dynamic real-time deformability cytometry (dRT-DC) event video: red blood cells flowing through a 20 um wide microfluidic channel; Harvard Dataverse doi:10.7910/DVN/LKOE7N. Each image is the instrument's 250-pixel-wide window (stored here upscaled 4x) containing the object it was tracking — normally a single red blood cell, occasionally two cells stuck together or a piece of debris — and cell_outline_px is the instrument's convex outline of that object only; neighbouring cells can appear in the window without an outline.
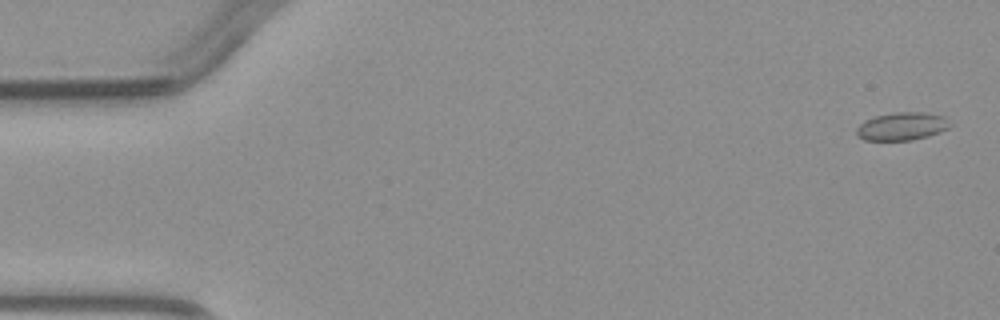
{"species": "common noctule bat (a hibernating species)", "species_latin": "Nyctalus noctula", "temperature_condition": "warm", "stored_images_in_passage": 5, "camera_frame_rate_fps": 3000, "um_per_image_px": 0.085, "animal": {"sex": "male", "body_mass_g": 23.1, "forearm_length_mm": 52.7}, "frame": {"image": 1, "passage_image": 1, "time_ms": 0.0, "image_size_px": [1000, 320], "cell_outline_px": [[952, 124], [948, 128], [940, 132], [928, 136], [912, 140], [864, 140], [856, 136], [856, 128], [864, 120], [876, 116], [896, 112], [924, 112], [944, 116]], "centroid_in_image_um": [76.66, 10.74], "position_along_channel_um": 8.3, "area_um2": 15.32}}
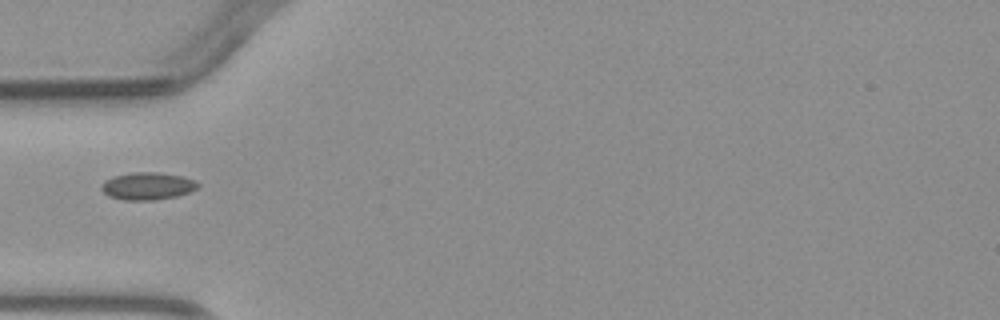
{"frame": {"image": 2, "passage_image": 4, "time_ms": 4.667, "image_size_px": [1000, 320], "cell_outline_px": [[200, 184], [196, 188], [188, 192], [176, 196], [152, 200], [124, 200], [108, 196], [100, 188], [104, 180], [112, 176], [132, 172], [160, 172], [184, 176], [196, 180]], "centroid_in_image_um": [12.53, 15.8], "position_along_channel_um": 72.5, "area_um2": 15.55}}
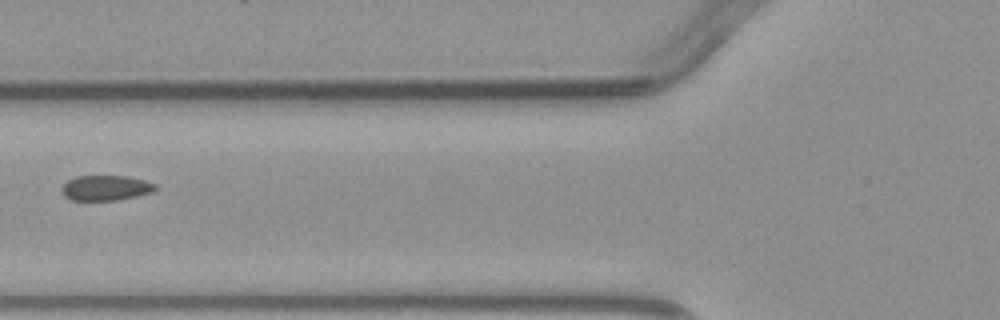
{"frame": {"image": 3, "passage_image": 5, "time_ms": 5.667, "image_size_px": [1000, 320], "cell_outline_px": [[156, 188], [152, 192], [136, 196], [116, 200], [72, 200], [64, 196], [60, 192], [60, 188], [68, 180], [76, 176], [128, 176], [144, 180], [156, 184]], "centroid_in_image_um": [8.95, 15.97], "position_along_channel_um": 116.8, "area_um2": 13.76}}